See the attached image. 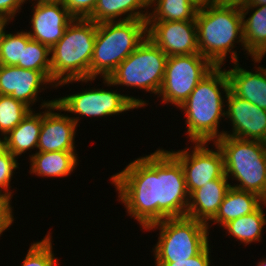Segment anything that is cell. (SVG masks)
<instances>
[{
  "label": "cell",
  "mask_w": 266,
  "mask_h": 266,
  "mask_svg": "<svg viewBox=\"0 0 266 266\" xmlns=\"http://www.w3.org/2000/svg\"><path fill=\"white\" fill-rule=\"evenodd\" d=\"M221 69V66H215L178 107L185 112L187 136L193 143H215L224 136L225 131L219 132L218 128L221 118L225 117L222 94L230 90V82L226 70Z\"/></svg>",
  "instance_id": "7a4b0ae2"
},
{
  "label": "cell",
  "mask_w": 266,
  "mask_h": 266,
  "mask_svg": "<svg viewBox=\"0 0 266 266\" xmlns=\"http://www.w3.org/2000/svg\"><path fill=\"white\" fill-rule=\"evenodd\" d=\"M257 266H266V258L261 260V261H259Z\"/></svg>",
  "instance_id": "ab89813d"
},
{
  "label": "cell",
  "mask_w": 266,
  "mask_h": 266,
  "mask_svg": "<svg viewBox=\"0 0 266 266\" xmlns=\"http://www.w3.org/2000/svg\"><path fill=\"white\" fill-rule=\"evenodd\" d=\"M41 108H46L42 112V125L40 129L37 152H76L75 135L79 122L78 117L54 112L57 111L56 99L41 103ZM53 111V112H52Z\"/></svg>",
  "instance_id": "7c38bea8"
},
{
  "label": "cell",
  "mask_w": 266,
  "mask_h": 266,
  "mask_svg": "<svg viewBox=\"0 0 266 266\" xmlns=\"http://www.w3.org/2000/svg\"><path fill=\"white\" fill-rule=\"evenodd\" d=\"M26 0H0V16L8 19L9 21L12 18L16 17L15 14L19 13L22 4Z\"/></svg>",
  "instance_id": "836d02e7"
},
{
  "label": "cell",
  "mask_w": 266,
  "mask_h": 266,
  "mask_svg": "<svg viewBox=\"0 0 266 266\" xmlns=\"http://www.w3.org/2000/svg\"><path fill=\"white\" fill-rule=\"evenodd\" d=\"M209 244L196 256L175 263H156V266H210Z\"/></svg>",
  "instance_id": "d6a6232c"
},
{
  "label": "cell",
  "mask_w": 266,
  "mask_h": 266,
  "mask_svg": "<svg viewBox=\"0 0 266 266\" xmlns=\"http://www.w3.org/2000/svg\"><path fill=\"white\" fill-rule=\"evenodd\" d=\"M228 181L224 174L221 178L193 191L189 195L186 217L203 222L209 227L208 222L215 217L226 192L231 187Z\"/></svg>",
  "instance_id": "e0dca14e"
},
{
  "label": "cell",
  "mask_w": 266,
  "mask_h": 266,
  "mask_svg": "<svg viewBox=\"0 0 266 266\" xmlns=\"http://www.w3.org/2000/svg\"><path fill=\"white\" fill-rule=\"evenodd\" d=\"M32 5V30L27 33L31 39L51 49L63 37L74 17L60 0L36 1Z\"/></svg>",
  "instance_id": "9a60e30c"
},
{
  "label": "cell",
  "mask_w": 266,
  "mask_h": 266,
  "mask_svg": "<svg viewBox=\"0 0 266 266\" xmlns=\"http://www.w3.org/2000/svg\"><path fill=\"white\" fill-rule=\"evenodd\" d=\"M266 225V217L261 205L251 214L241 216L226 223L223 228L245 245L261 240L262 230Z\"/></svg>",
  "instance_id": "cb8c5ba5"
},
{
  "label": "cell",
  "mask_w": 266,
  "mask_h": 266,
  "mask_svg": "<svg viewBox=\"0 0 266 266\" xmlns=\"http://www.w3.org/2000/svg\"><path fill=\"white\" fill-rule=\"evenodd\" d=\"M250 9L251 11L255 9V11L245 20ZM240 11L243 18V39L246 53L252 56L254 63H260L266 54V5H245Z\"/></svg>",
  "instance_id": "d6986e66"
},
{
  "label": "cell",
  "mask_w": 266,
  "mask_h": 266,
  "mask_svg": "<svg viewBox=\"0 0 266 266\" xmlns=\"http://www.w3.org/2000/svg\"><path fill=\"white\" fill-rule=\"evenodd\" d=\"M75 152H36L29 155L30 157V172L42 177H66L74 171L78 165Z\"/></svg>",
  "instance_id": "7402d4cb"
},
{
  "label": "cell",
  "mask_w": 266,
  "mask_h": 266,
  "mask_svg": "<svg viewBox=\"0 0 266 266\" xmlns=\"http://www.w3.org/2000/svg\"><path fill=\"white\" fill-rule=\"evenodd\" d=\"M50 48L42 43L30 39L23 47L22 68L40 71L51 82Z\"/></svg>",
  "instance_id": "484cf974"
},
{
  "label": "cell",
  "mask_w": 266,
  "mask_h": 266,
  "mask_svg": "<svg viewBox=\"0 0 266 266\" xmlns=\"http://www.w3.org/2000/svg\"><path fill=\"white\" fill-rule=\"evenodd\" d=\"M225 96L228 106L225 118L231 121L233 131L224 135L266 143V110L239 98L231 90Z\"/></svg>",
  "instance_id": "5bb4252c"
},
{
  "label": "cell",
  "mask_w": 266,
  "mask_h": 266,
  "mask_svg": "<svg viewBox=\"0 0 266 266\" xmlns=\"http://www.w3.org/2000/svg\"><path fill=\"white\" fill-rule=\"evenodd\" d=\"M31 111L13 130L6 136V149L16 158L29 149H37L42 113Z\"/></svg>",
  "instance_id": "603a6c76"
},
{
  "label": "cell",
  "mask_w": 266,
  "mask_h": 266,
  "mask_svg": "<svg viewBox=\"0 0 266 266\" xmlns=\"http://www.w3.org/2000/svg\"><path fill=\"white\" fill-rule=\"evenodd\" d=\"M215 144L223 153L226 177L240 182L231 187L266 201V143L224 135Z\"/></svg>",
  "instance_id": "8992f818"
},
{
  "label": "cell",
  "mask_w": 266,
  "mask_h": 266,
  "mask_svg": "<svg viewBox=\"0 0 266 266\" xmlns=\"http://www.w3.org/2000/svg\"><path fill=\"white\" fill-rule=\"evenodd\" d=\"M159 229L152 248L155 263H175L198 255L208 244V225L189 217L166 218L145 230Z\"/></svg>",
  "instance_id": "52a82bcc"
},
{
  "label": "cell",
  "mask_w": 266,
  "mask_h": 266,
  "mask_svg": "<svg viewBox=\"0 0 266 266\" xmlns=\"http://www.w3.org/2000/svg\"><path fill=\"white\" fill-rule=\"evenodd\" d=\"M18 164L16 157L7 149L0 153V192L13 195V192L10 191V182L15 169L19 168Z\"/></svg>",
  "instance_id": "f546056e"
},
{
  "label": "cell",
  "mask_w": 266,
  "mask_h": 266,
  "mask_svg": "<svg viewBox=\"0 0 266 266\" xmlns=\"http://www.w3.org/2000/svg\"><path fill=\"white\" fill-rule=\"evenodd\" d=\"M246 5L262 6L266 5V0H247Z\"/></svg>",
  "instance_id": "74e56055"
},
{
  "label": "cell",
  "mask_w": 266,
  "mask_h": 266,
  "mask_svg": "<svg viewBox=\"0 0 266 266\" xmlns=\"http://www.w3.org/2000/svg\"><path fill=\"white\" fill-rule=\"evenodd\" d=\"M7 22L9 23L8 19L0 16V39H1L3 32L5 31L4 29L6 25L8 24Z\"/></svg>",
  "instance_id": "8d00e7d4"
},
{
  "label": "cell",
  "mask_w": 266,
  "mask_h": 266,
  "mask_svg": "<svg viewBox=\"0 0 266 266\" xmlns=\"http://www.w3.org/2000/svg\"><path fill=\"white\" fill-rule=\"evenodd\" d=\"M44 84L53 85L40 71L0 65V95L11 96L30 109Z\"/></svg>",
  "instance_id": "2e32d148"
},
{
  "label": "cell",
  "mask_w": 266,
  "mask_h": 266,
  "mask_svg": "<svg viewBox=\"0 0 266 266\" xmlns=\"http://www.w3.org/2000/svg\"><path fill=\"white\" fill-rule=\"evenodd\" d=\"M30 39L27 31L15 34L4 31L0 39V65L22 68L23 47H26Z\"/></svg>",
  "instance_id": "4316f807"
},
{
  "label": "cell",
  "mask_w": 266,
  "mask_h": 266,
  "mask_svg": "<svg viewBox=\"0 0 266 266\" xmlns=\"http://www.w3.org/2000/svg\"><path fill=\"white\" fill-rule=\"evenodd\" d=\"M110 179L127 213L144 230L166 218L186 216L189 192L184 171L168 150L139 157Z\"/></svg>",
  "instance_id": "6da1fadb"
},
{
  "label": "cell",
  "mask_w": 266,
  "mask_h": 266,
  "mask_svg": "<svg viewBox=\"0 0 266 266\" xmlns=\"http://www.w3.org/2000/svg\"><path fill=\"white\" fill-rule=\"evenodd\" d=\"M261 205L265 206L266 201L258 194L230 187L211 222L223 227L236 218L253 213Z\"/></svg>",
  "instance_id": "ffe728a7"
},
{
  "label": "cell",
  "mask_w": 266,
  "mask_h": 266,
  "mask_svg": "<svg viewBox=\"0 0 266 266\" xmlns=\"http://www.w3.org/2000/svg\"><path fill=\"white\" fill-rule=\"evenodd\" d=\"M33 109L8 95H0V133L6 137Z\"/></svg>",
  "instance_id": "83f0119b"
},
{
  "label": "cell",
  "mask_w": 266,
  "mask_h": 266,
  "mask_svg": "<svg viewBox=\"0 0 266 266\" xmlns=\"http://www.w3.org/2000/svg\"><path fill=\"white\" fill-rule=\"evenodd\" d=\"M147 20H127L97 24L90 79L109 78L147 37Z\"/></svg>",
  "instance_id": "5b68a950"
},
{
  "label": "cell",
  "mask_w": 266,
  "mask_h": 266,
  "mask_svg": "<svg viewBox=\"0 0 266 266\" xmlns=\"http://www.w3.org/2000/svg\"><path fill=\"white\" fill-rule=\"evenodd\" d=\"M197 9L206 8L213 5V0H189Z\"/></svg>",
  "instance_id": "d590c367"
},
{
  "label": "cell",
  "mask_w": 266,
  "mask_h": 266,
  "mask_svg": "<svg viewBox=\"0 0 266 266\" xmlns=\"http://www.w3.org/2000/svg\"><path fill=\"white\" fill-rule=\"evenodd\" d=\"M215 66L200 53L168 56L159 97L162 103L180 107L191 92Z\"/></svg>",
  "instance_id": "9c48e42d"
},
{
  "label": "cell",
  "mask_w": 266,
  "mask_h": 266,
  "mask_svg": "<svg viewBox=\"0 0 266 266\" xmlns=\"http://www.w3.org/2000/svg\"><path fill=\"white\" fill-rule=\"evenodd\" d=\"M242 20L237 7L210 5L198 9L195 22L199 53L214 66L224 65L228 53L233 63L238 62L237 52L232 49L239 42L246 50Z\"/></svg>",
  "instance_id": "277c9868"
},
{
  "label": "cell",
  "mask_w": 266,
  "mask_h": 266,
  "mask_svg": "<svg viewBox=\"0 0 266 266\" xmlns=\"http://www.w3.org/2000/svg\"><path fill=\"white\" fill-rule=\"evenodd\" d=\"M167 55L148 37L123 61L109 78L107 86L124 85L159 94L162 87Z\"/></svg>",
  "instance_id": "ba28073f"
},
{
  "label": "cell",
  "mask_w": 266,
  "mask_h": 266,
  "mask_svg": "<svg viewBox=\"0 0 266 266\" xmlns=\"http://www.w3.org/2000/svg\"><path fill=\"white\" fill-rule=\"evenodd\" d=\"M150 4L155 8L149 12L147 21L195 20L198 11L189 0H150Z\"/></svg>",
  "instance_id": "d4e9b609"
},
{
  "label": "cell",
  "mask_w": 266,
  "mask_h": 266,
  "mask_svg": "<svg viewBox=\"0 0 266 266\" xmlns=\"http://www.w3.org/2000/svg\"><path fill=\"white\" fill-rule=\"evenodd\" d=\"M6 150V137L0 138V153Z\"/></svg>",
  "instance_id": "f35d334b"
},
{
  "label": "cell",
  "mask_w": 266,
  "mask_h": 266,
  "mask_svg": "<svg viewBox=\"0 0 266 266\" xmlns=\"http://www.w3.org/2000/svg\"><path fill=\"white\" fill-rule=\"evenodd\" d=\"M12 196L0 192V236L14 222L11 203Z\"/></svg>",
  "instance_id": "1f68e13d"
},
{
  "label": "cell",
  "mask_w": 266,
  "mask_h": 266,
  "mask_svg": "<svg viewBox=\"0 0 266 266\" xmlns=\"http://www.w3.org/2000/svg\"><path fill=\"white\" fill-rule=\"evenodd\" d=\"M50 232L41 240L32 243L23 260L22 266H57L58 260L55 258L52 248Z\"/></svg>",
  "instance_id": "f1b7e54d"
},
{
  "label": "cell",
  "mask_w": 266,
  "mask_h": 266,
  "mask_svg": "<svg viewBox=\"0 0 266 266\" xmlns=\"http://www.w3.org/2000/svg\"><path fill=\"white\" fill-rule=\"evenodd\" d=\"M56 103L57 110L67 111L83 117L118 115L130 111V109L133 110L148 105L142 99H136L113 90H104L103 88L83 90L80 93L61 97L56 99Z\"/></svg>",
  "instance_id": "30bf717a"
},
{
  "label": "cell",
  "mask_w": 266,
  "mask_h": 266,
  "mask_svg": "<svg viewBox=\"0 0 266 266\" xmlns=\"http://www.w3.org/2000/svg\"><path fill=\"white\" fill-rule=\"evenodd\" d=\"M147 37L167 56L199 53L195 20L147 21Z\"/></svg>",
  "instance_id": "4fadbf2b"
},
{
  "label": "cell",
  "mask_w": 266,
  "mask_h": 266,
  "mask_svg": "<svg viewBox=\"0 0 266 266\" xmlns=\"http://www.w3.org/2000/svg\"><path fill=\"white\" fill-rule=\"evenodd\" d=\"M247 0H213V5L242 8Z\"/></svg>",
  "instance_id": "e575fe53"
},
{
  "label": "cell",
  "mask_w": 266,
  "mask_h": 266,
  "mask_svg": "<svg viewBox=\"0 0 266 266\" xmlns=\"http://www.w3.org/2000/svg\"><path fill=\"white\" fill-rule=\"evenodd\" d=\"M74 18H88L98 0H60Z\"/></svg>",
  "instance_id": "4dcf8cb0"
},
{
  "label": "cell",
  "mask_w": 266,
  "mask_h": 266,
  "mask_svg": "<svg viewBox=\"0 0 266 266\" xmlns=\"http://www.w3.org/2000/svg\"><path fill=\"white\" fill-rule=\"evenodd\" d=\"M233 64L234 68L226 70L230 90L239 98L266 110V69L259 66L256 72H252L240 67L238 62Z\"/></svg>",
  "instance_id": "ac0fdd59"
},
{
  "label": "cell",
  "mask_w": 266,
  "mask_h": 266,
  "mask_svg": "<svg viewBox=\"0 0 266 266\" xmlns=\"http://www.w3.org/2000/svg\"><path fill=\"white\" fill-rule=\"evenodd\" d=\"M97 23L88 18H74L63 37L50 49L52 87L74 82H88Z\"/></svg>",
  "instance_id": "3957f363"
},
{
  "label": "cell",
  "mask_w": 266,
  "mask_h": 266,
  "mask_svg": "<svg viewBox=\"0 0 266 266\" xmlns=\"http://www.w3.org/2000/svg\"><path fill=\"white\" fill-rule=\"evenodd\" d=\"M194 144L191 153L189 148L169 151L183 168L189 195L225 174L223 153L215 143L213 144L217 149L215 151L207 147V142H195Z\"/></svg>",
  "instance_id": "8fae6325"
},
{
  "label": "cell",
  "mask_w": 266,
  "mask_h": 266,
  "mask_svg": "<svg viewBox=\"0 0 266 266\" xmlns=\"http://www.w3.org/2000/svg\"><path fill=\"white\" fill-rule=\"evenodd\" d=\"M150 5V0H98L93 13L88 19L97 24L132 19L147 20L149 11L145 12L141 9L149 8L151 7ZM123 15L127 16L123 17V19H116Z\"/></svg>",
  "instance_id": "44dd1931"
}]
</instances>
